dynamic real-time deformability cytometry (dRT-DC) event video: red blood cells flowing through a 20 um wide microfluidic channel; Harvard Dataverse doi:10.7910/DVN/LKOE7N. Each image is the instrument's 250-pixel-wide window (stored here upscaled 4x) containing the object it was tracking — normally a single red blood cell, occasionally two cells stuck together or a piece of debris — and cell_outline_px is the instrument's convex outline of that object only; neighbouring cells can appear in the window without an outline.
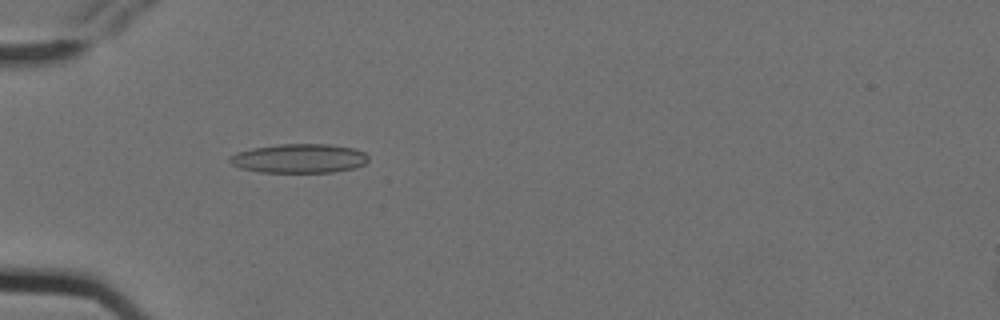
{"species": "Egyptian fruit bat (a non-hibernating species)", "species_latin": "Rousettus aegyptiacus", "temperature_condition": "cold", "stored_images_in_passage": 2, "camera_frame_rate_fps": 3000, "um_per_image_px": 0.085, "animal": {"sex": "female"}, "frame": {"image": 1, "passage_image": 1, "time_ms": 0.0, "image_size_px": [1000, 320], "cell_outline_px": [[368, 160], [364, 164], [356, 168], [332, 172], [260, 172], [240, 168], [232, 164], [228, 160], [228, 156], [236, 152], [252, 148], [280, 144], [328, 144], [352, 148], [364, 152], [368, 156]], "centroid_in_image_um": [25.41, 13.47], "position_along_channel_um": 59.6, "area_um2": 23.58}}
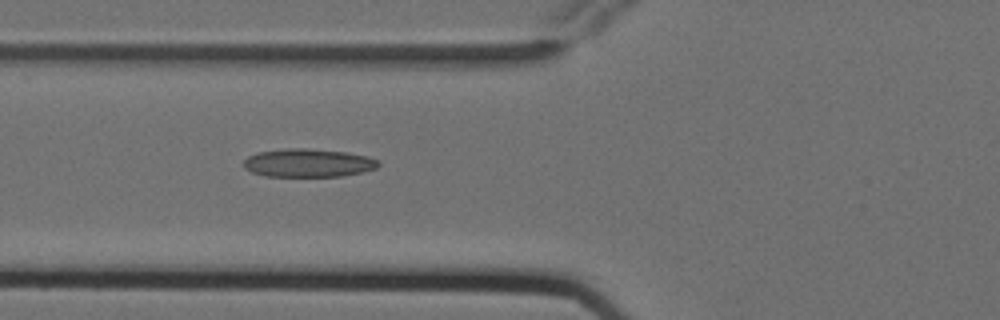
{"frame": {"image": 2, "passage_image": 2, "time_ms": 0.333, "image_size_px": [1000, 320], "cell_outline_px": [[380, 164], [376, 168], [364, 172], [340, 176], [264, 176], [252, 172], [244, 168], [244, 160], [248, 156], [256, 152], [288, 148], [308, 148], [344, 152], [368, 156], [380, 160]], "centroid_in_image_um": [26.2, 13.84], "position_along_channel_um": 99.6, "area_um2": 22.31}}